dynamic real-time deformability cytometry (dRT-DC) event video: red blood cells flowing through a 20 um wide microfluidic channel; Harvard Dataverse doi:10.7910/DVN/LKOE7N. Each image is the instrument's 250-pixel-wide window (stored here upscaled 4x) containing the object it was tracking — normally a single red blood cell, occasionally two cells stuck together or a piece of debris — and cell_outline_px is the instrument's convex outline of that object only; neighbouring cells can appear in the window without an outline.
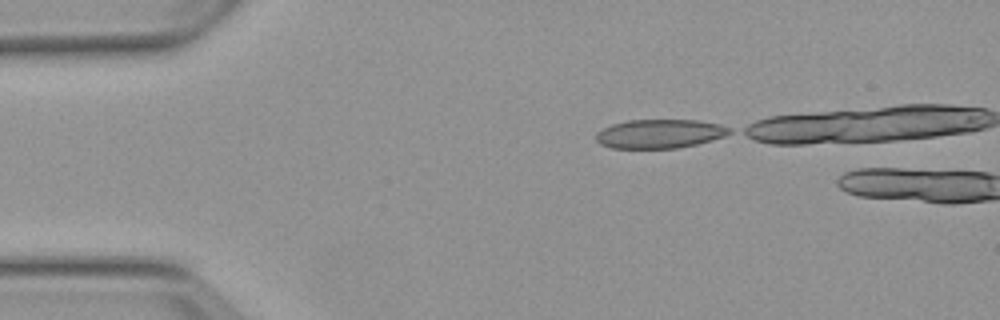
{"species": "Egyptian fruit bat (a non-hibernating species)", "species_latin": "Rousettus aegyptiacus", "temperature_condition": "warm", "stored_images_in_passage": 2, "camera_frame_rate_fps": 3000, "um_per_image_px": 0.085, "animal": {"sex": "female"}, "frame": {"image": 1, "passage_image": 1, "time_ms": 0.0, "image_size_px": [1000, 320], "cell_outline_px": [[732, 132], [724, 136], [712, 140], [680, 148], [612, 148], [600, 144], [596, 140], [596, 132], [612, 124], [628, 120], [700, 120], [720, 124], [732, 128]], "centroid_in_image_um": [56.1, 11.36], "position_along_channel_um": 28.9, "area_um2": 22.6}}